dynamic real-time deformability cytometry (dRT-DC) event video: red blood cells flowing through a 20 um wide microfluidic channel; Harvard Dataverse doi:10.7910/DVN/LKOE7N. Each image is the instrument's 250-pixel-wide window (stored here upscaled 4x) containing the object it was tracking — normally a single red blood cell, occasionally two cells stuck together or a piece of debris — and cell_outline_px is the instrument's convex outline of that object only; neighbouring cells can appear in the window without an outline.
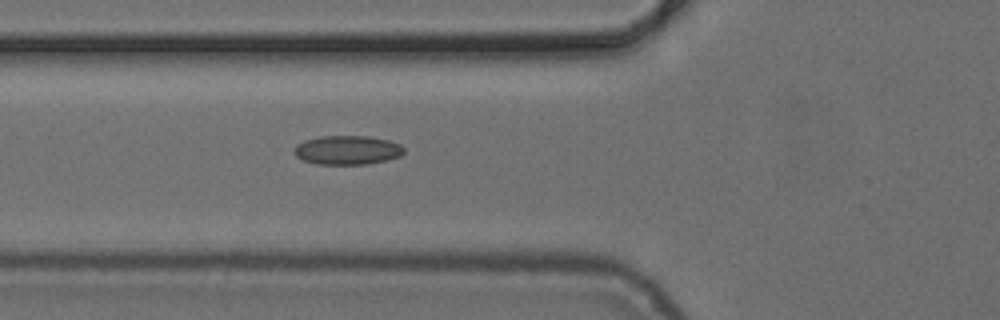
{"species": "common noctule bat (a hibernating species)", "species_latin": "Nyctalus noctula", "temperature_condition": "cold", "stored_images_in_passage": 5, "camera_frame_rate_fps": 3000, "um_per_image_px": 0.085, "animal": {"sex": "female", "body_mass_g": 24.6, "forearm_length_mm": 56.2}, "frame": {"image": 1, "passage_image": 5, "time_ms": 4.667, "image_size_px": [1000, 320], "cell_outline_px": [[404, 152], [400, 156], [388, 160], [368, 164], [316, 164], [304, 160], [296, 156], [292, 152], [296, 144], [304, 140], [320, 136], [368, 136], [388, 140], [400, 144], [404, 148]], "centroid_in_image_um": [29.51, 12.75], "position_along_channel_um": 96.3, "area_um2": 18.73}}